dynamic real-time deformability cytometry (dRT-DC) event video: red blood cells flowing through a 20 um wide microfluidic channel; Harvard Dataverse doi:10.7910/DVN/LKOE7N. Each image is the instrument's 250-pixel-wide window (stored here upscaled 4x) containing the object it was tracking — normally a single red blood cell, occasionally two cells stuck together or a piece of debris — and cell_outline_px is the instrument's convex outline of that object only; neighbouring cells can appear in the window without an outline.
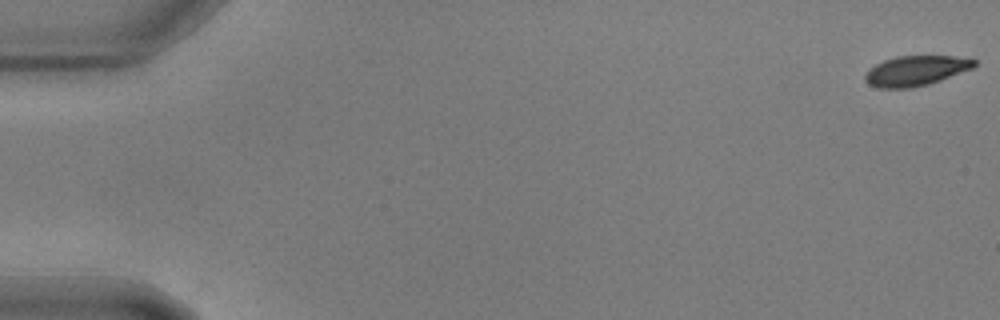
{"species": "common noctule bat (a hibernating species)", "species_latin": "Nyctalus noctula", "temperature_condition": "warm", "stored_images_in_passage": 39, "camera_frame_rate_fps": 3000, "um_per_image_px": 0.085, "animal": {"sex": "male", "body_mass_g": 17.9, "forearm_length_mm": 54.2}, "frame": {"image": 1, "passage_image": 1, "time_ms": 0.0, "image_size_px": [1000, 320], "cell_outline_px": [[976, 64], [972, 68], [940, 80], [928, 84], [912, 88], [876, 88], [868, 84], [864, 80], [864, 76], [876, 64], [884, 60], [896, 56], [952, 56], [976, 60]], "centroid_in_image_um": [77.81, 6.02], "position_along_channel_um": 7.2, "area_um2": 18.9}}
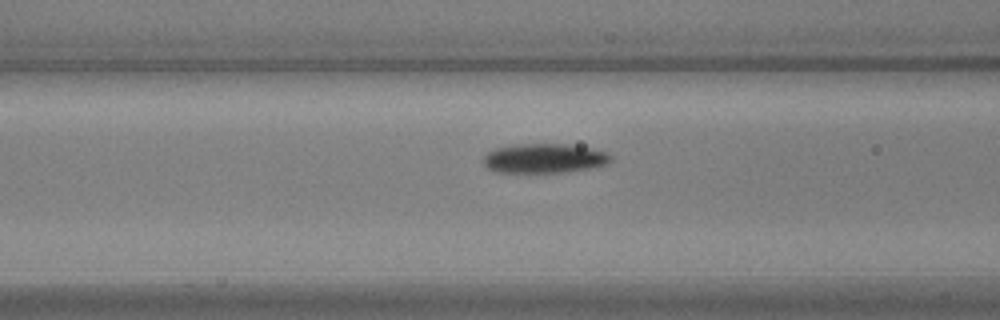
{"frame": {"image": 2, "passage_image": 24, "time_ms": 7.667, "image_size_px": [1000, 320], "cell_outline_px": [[612, 160], [608, 164], [592, 168], [564, 172], [496, 172], [484, 168], [484, 156], [488, 152], [496, 148], [516, 144], [568, 144], [592, 148], [608, 152], [612, 156]], "centroid_in_image_um": [46.29, 13.46], "position_along_channel_um": 120.3, "area_um2": 22.08}}
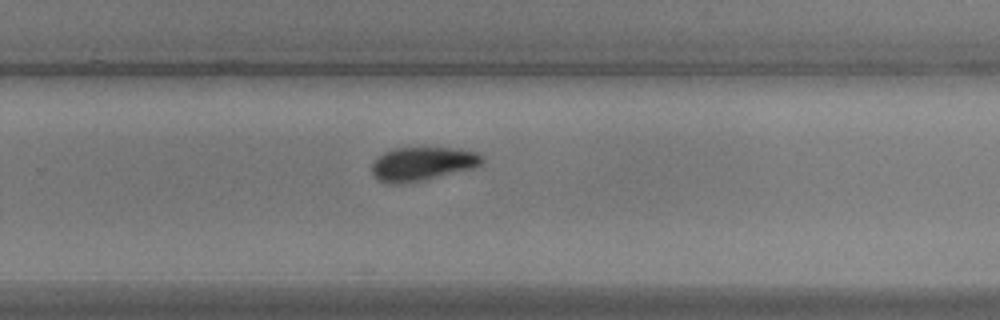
{"frame": {"image": 3, "passage_image": 39, "time_ms": 12.667, "image_size_px": [1000, 320], "cell_outline_px": [[484, 160], [480, 164], [472, 168], [424, 180], [392, 184], [380, 180], [372, 176], [372, 164], [376, 156], [392, 148], [460, 148], [476, 152], [484, 156]], "centroid_in_image_um": [35.89, 13.9], "position_along_channel_um": 293.9, "area_um2": 21.62}}